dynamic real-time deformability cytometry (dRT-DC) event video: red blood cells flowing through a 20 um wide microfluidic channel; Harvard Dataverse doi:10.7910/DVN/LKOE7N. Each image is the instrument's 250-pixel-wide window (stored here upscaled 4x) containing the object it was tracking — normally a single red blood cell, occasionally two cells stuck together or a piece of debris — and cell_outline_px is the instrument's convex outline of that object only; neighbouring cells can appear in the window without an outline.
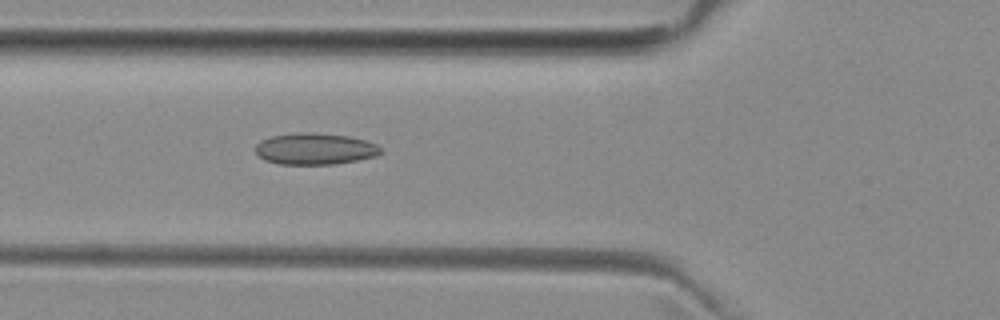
{"species": "common noctule bat (a hibernating species)", "species_latin": "Nyctalus noctula", "temperature_condition": "room temperature", "stored_images_in_passage": 4, "camera_frame_rate_fps": 3000, "um_per_image_px": 0.085, "animal": {"sex": "female", "body_mass_g": 29.2, "forearm_length_mm": 56.3}, "frame": {"image": 1, "passage_image": 4, "time_ms": 4.0, "image_size_px": [1000, 320], "cell_outline_px": [[380, 152], [376, 156], [336, 164], [280, 164], [264, 160], [256, 152], [256, 144], [260, 140], [272, 136], [296, 132], [312, 132], [348, 136], [364, 140], [376, 144], [380, 148]], "centroid_in_image_um": [26.74, 12.64], "position_along_channel_um": 99.1, "area_um2": 22.89}}